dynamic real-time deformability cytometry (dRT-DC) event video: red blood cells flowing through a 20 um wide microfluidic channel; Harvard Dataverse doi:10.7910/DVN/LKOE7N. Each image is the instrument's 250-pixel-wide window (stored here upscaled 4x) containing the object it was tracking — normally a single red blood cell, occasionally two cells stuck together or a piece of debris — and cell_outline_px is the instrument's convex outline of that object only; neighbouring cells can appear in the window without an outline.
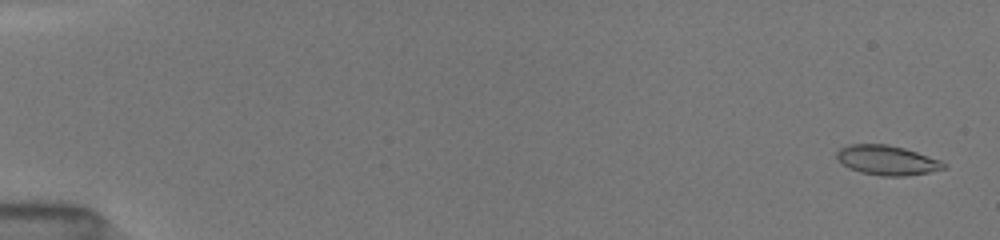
{"species": "common noctule bat (a hibernating species)", "species_latin": "Nyctalus noctula", "temperature_condition": "room temperature", "stored_images_in_passage": 52, "camera_frame_rate_fps": 3000, "um_per_image_px": 0.085, "animal": {"sex": "female", "body_mass_g": 19.5, "forearm_length_mm": 54.1}, "frame": {"image": 1, "passage_image": 2, "time_ms": 0.333, "image_size_px": [1000, 240], "cell_outline_px": [[948, 168], [928, 172], [904, 176], [880, 176], [860, 172], [848, 168], [840, 164], [836, 156], [836, 152], [840, 148], [848, 144], [888, 144], [904, 148], [940, 160], [948, 164]], "centroid_in_image_um": [75.37, 13.62], "position_along_channel_um": 9.6, "area_um2": 18.67}}
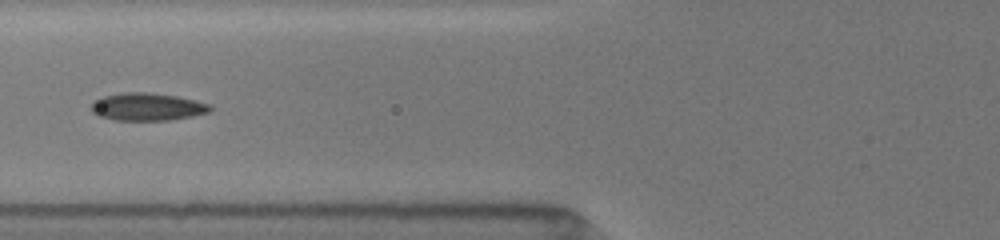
{"frame": {"image": 2, "passage_image": 22, "time_ms": 7.0, "image_size_px": [1000, 240], "cell_outline_px": [[212, 112], [192, 116], [168, 120], [116, 120], [96, 116], [88, 108], [100, 96], [120, 92], [148, 92], [176, 96], [212, 104]], "centroid_in_image_um": [12.49, 9.07], "position_along_channel_um": 113.3, "area_um2": 19.48}}
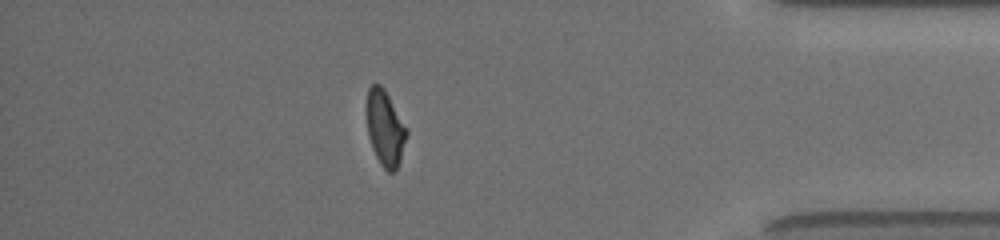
{"frame": {"image": 3, "passage_image": 46, "time_ms": 15.0, "image_size_px": [1000, 240], "cell_outline_px": [[408, 132], [400, 160], [396, 168], [392, 172], [388, 172], [380, 164], [372, 148], [368, 136], [364, 108], [368, 88], [372, 84], [380, 84], [384, 88], [408, 128]], "centroid_in_image_um": [32.7, 10.84], "position_along_channel_um": 402.5, "area_um2": 18.03}, "authors_computed_cell_mechanics": {"area_um2": 18.6116, "velocity_mm_per_s": 4.0204, "shape_relaxation_time_tau1_ms": null, "shape_relaxation_time_tau2_ms": 2.2042, "deformation_change_tau1": null, "deformation_change_tau2": 0.0598}}